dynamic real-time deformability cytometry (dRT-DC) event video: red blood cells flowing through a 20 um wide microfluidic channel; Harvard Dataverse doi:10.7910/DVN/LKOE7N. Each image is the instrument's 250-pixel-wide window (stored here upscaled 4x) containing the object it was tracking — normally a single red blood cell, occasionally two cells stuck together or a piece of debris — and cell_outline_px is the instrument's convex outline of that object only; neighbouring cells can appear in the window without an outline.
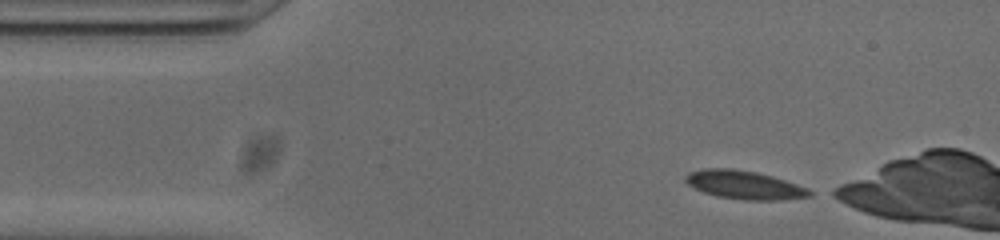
{"species": "common noctule bat (a hibernating species)", "species_latin": "Nyctalus noctula", "temperature_condition": "cold", "stored_images_in_passage": 36, "camera_frame_rate_fps": 3000, "um_per_image_px": 0.085, "animal": {"sex": "male", "body_mass_g": 20.0, "forearm_length_mm": 53.3}, "frame": {"image": 1, "passage_image": 1, "time_ms": 0.0, "image_size_px": [1000, 240], "cell_outline_px": [[816, 192], [812, 196], [780, 200], [744, 200], [716, 196], [704, 192], [688, 184], [684, 180], [684, 176], [688, 172], [704, 168], [732, 168], [756, 172], [772, 176], [808, 188]], "centroid_in_image_um": [63.28, 15.72], "position_along_channel_um": 21.7, "area_um2": 20.69}}
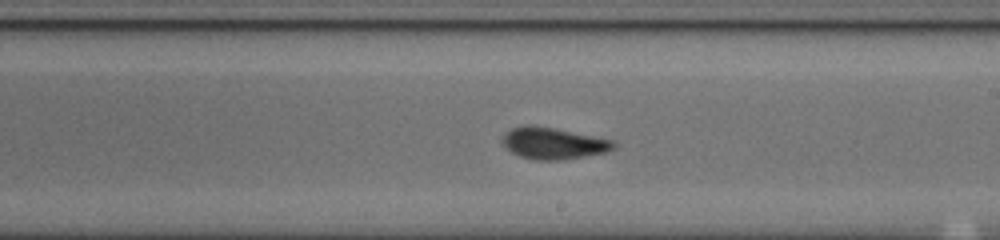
{"frame": {"image": 2, "passage_image": 23, "time_ms": 7.333, "image_size_px": [1000, 240], "cell_outline_px": [[616, 148], [608, 152], [564, 160], [536, 160], [520, 156], [512, 152], [500, 140], [500, 136], [504, 132], [512, 128], [524, 124], [532, 124], [616, 140]], "centroid_in_image_um": [47.04, 12.17], "position_along_channel_um": 242.0, "area_um2": 20.87}}
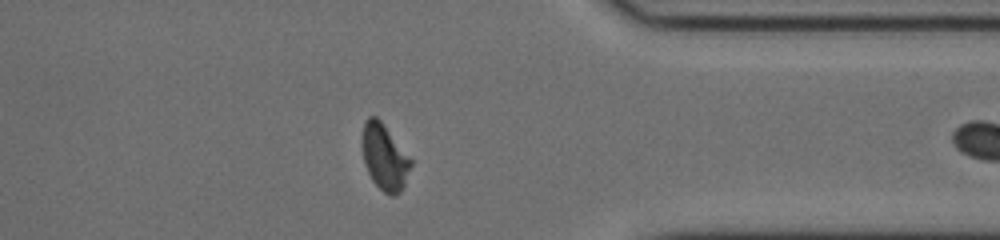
{"frame": {"image": 3, "passage_image": 35, "time_ms": 11.333, "image_size_px": [1000, 240], "cell_outline_px": [[412, 164], [404, 184], [400, 192], [396, 196], [392, 196], [384, 192], [372, 180], [364, 164], [360, 144], [364, 120], [368, 116], [376, 116], [380, 120], [412, 160]], "centroid_in_image_um": [32.64, 13.34], "position_along_channel_um": 378.8, "area_um2": 18.79}}